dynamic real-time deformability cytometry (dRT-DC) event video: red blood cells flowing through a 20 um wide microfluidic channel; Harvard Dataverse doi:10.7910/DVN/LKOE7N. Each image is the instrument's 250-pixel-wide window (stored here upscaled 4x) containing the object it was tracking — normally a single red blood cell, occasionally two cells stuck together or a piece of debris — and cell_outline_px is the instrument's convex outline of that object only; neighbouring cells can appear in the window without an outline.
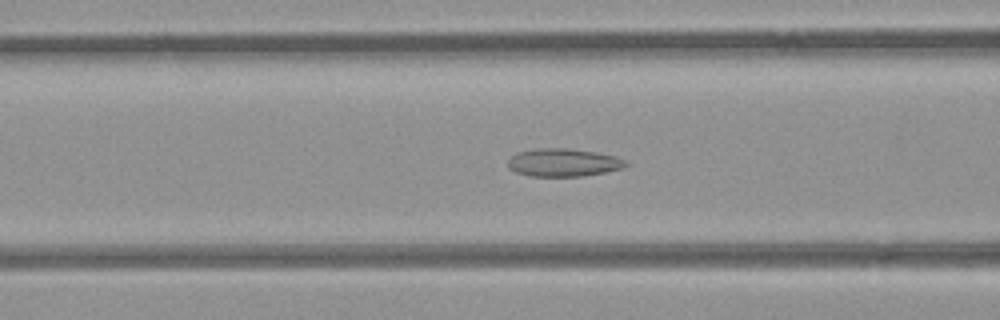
{"species": "common noctule bat (a hibernating species)", "species_latin": "Nyctalus noctula", "temperature_condition": "room temperature", "stored_images_in_passage": 39, "camera_frame_rate_fps": 3000, "um_per_image_px": 0.085, "animal": {"sex": "female", "body_mass_g": 21.9}, "frame": {"image": 1, "passage_image": 6, "time_ms": 1.667, "image_size_px": [1000, 320], "cell_outline_px": [[628, 164], [624, 168], [584, 176], [532, 176], [516, 172], [508, 168], [508, 160], [516, 152], [536, 148], [568, 148], [596, 152], [616, 156], [628, 160]], "centroid_in_image_um": [47.91, 13.81], "position_along_channel_um": 118.7, "area_um2": 19.36}}
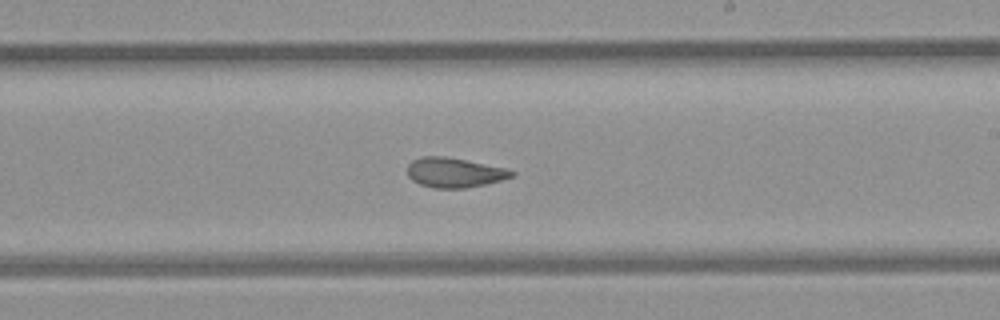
{"frame": {"image": 2, "passage_image": 16, "time_ms": 5.0, "image_size_px": [1000, 320], "cell_outline_px": [[516, 176], [488, 184], [464, 188], [436, 188], [420, 184], [412, 180], [408, 176], [408, 164], [412, 160], [420, 156], [444, 156], [504, 168], [516, 172]], "centroid_in_image_um": [38.63, 14.67], "position_along_channel_um": 250.4, "area_um2": 18.03}}
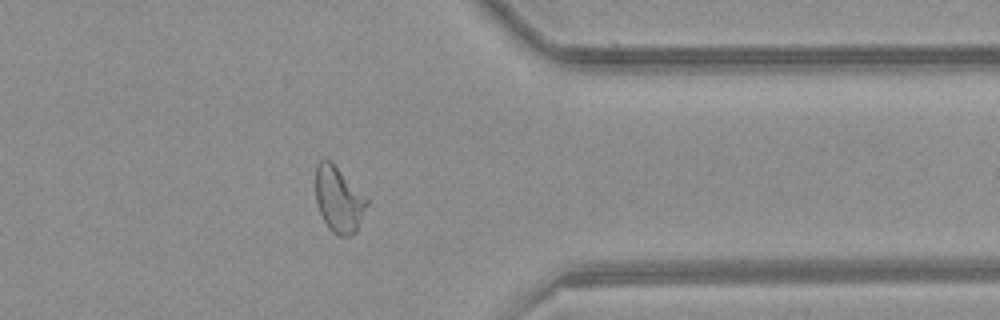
{"frame": {"image": 3, "passage_image": 27, "time_ms": 8.667, "image_size_px": [1000, 320], "cell_outline_px": [[368, 204], [356, 232], [348, 236], [340, 236], [332, 232], [328, 228], [316, 204], [316, 164], [320, 160], [328, 160], [368, 200]], "centroid_in_image_um": [28.77, 17.01], "position_along_channel_um": 382.6, "area_um2": 19.02}, "authors_computed_cell_mechanics": {"area_um2": 18.8428, "velocity_mm_per_s": 3.946, "shape_relaxation_time_tau1_ms": null, "shape_relaxation_time_tau2_ms": 1.9097, "deformation_change_tau1": null, "deformation_change_tau2": 0.0754}}